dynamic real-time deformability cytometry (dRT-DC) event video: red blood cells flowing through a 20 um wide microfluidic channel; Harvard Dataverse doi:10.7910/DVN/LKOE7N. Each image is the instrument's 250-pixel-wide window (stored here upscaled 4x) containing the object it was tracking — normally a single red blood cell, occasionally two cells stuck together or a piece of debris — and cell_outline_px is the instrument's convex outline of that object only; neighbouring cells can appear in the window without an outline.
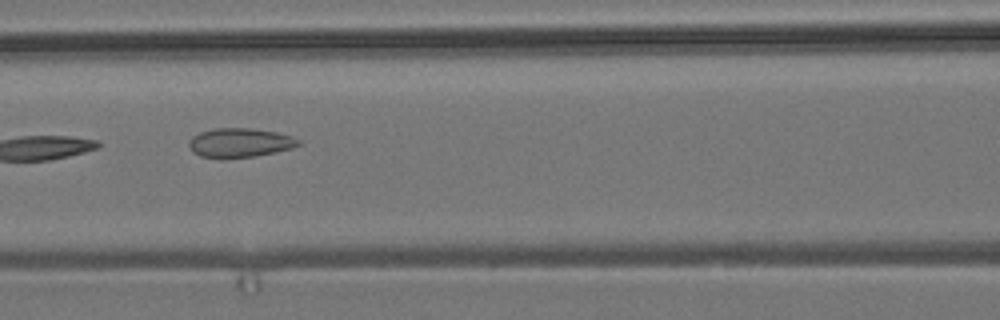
{"species": "common noctule bat (a hibernating species)", "species_latin": "Nyctalus noctula", "temperature_condition": "room temperature", "stored_images_in_passage": 10, "camera_frame_rate_fps": 3000, "um_per_image_px": 0.085, "animal": {"sex": "male", "body_mass_g": 19.2, "forearm_length_mm": 51.8}, "frame": {"image": 1, "passage_image": 7, "time_ms": 2.0, "image_size_px": [1000, 320], "cell_outline_px": [[300, 144], [292, 148], [276, 152], [256, 156], [220, 160], [200, 156], [192, 152], [188, 144], [188, 140], [192, 136], [200, 132], [216, 128], [252, 128], [276, 132], [292, 136], [300, 140]], "centroid_in_image_um": [20.35, 12.15], "position_along_channel_um": 146.3, "area_um2": 19.07}}
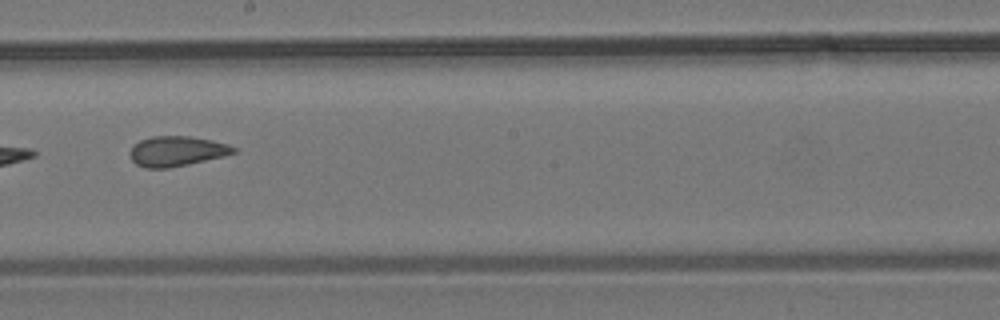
{"frame": {"image": 2, "passage_image": 9, "time_ms": 2.667, "image_size_px": [1000, 320], "cell_outline_px": [[236, 152], [224, 156], [188, 164], [168, 168], [144, 168], [136, 164], [132, 160], [128, 152], [140, 140], [152, 136], [192, 136], [212, 140], [228, 144], [236, 148]], "centroid_in_image_um": [15.02, 12.85], "position_along_channel_um": 233.2, "area_um2": 18.15}}
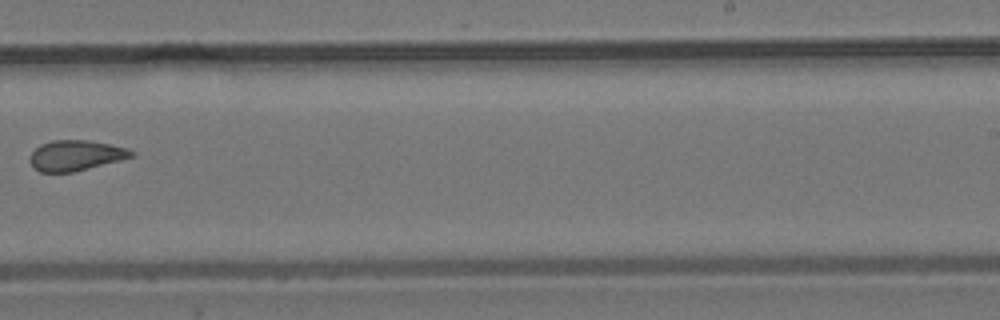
{"frame": {"image": 3, "passage_image": 10, "time_ms": 3.0, "image_size_px": [1000, 320], "cell_outline_px": [[136, 156], [72, 172], [40, 172], [32, 168], [28, 160], [28, 156], [40, 144], [52, 140], [88, 140], [128, 148], [136, 152]], "centroid_in_image_um": [6.4, 13.21], "position_along_channel_um": 282.6, "area_um2": 18.15}}